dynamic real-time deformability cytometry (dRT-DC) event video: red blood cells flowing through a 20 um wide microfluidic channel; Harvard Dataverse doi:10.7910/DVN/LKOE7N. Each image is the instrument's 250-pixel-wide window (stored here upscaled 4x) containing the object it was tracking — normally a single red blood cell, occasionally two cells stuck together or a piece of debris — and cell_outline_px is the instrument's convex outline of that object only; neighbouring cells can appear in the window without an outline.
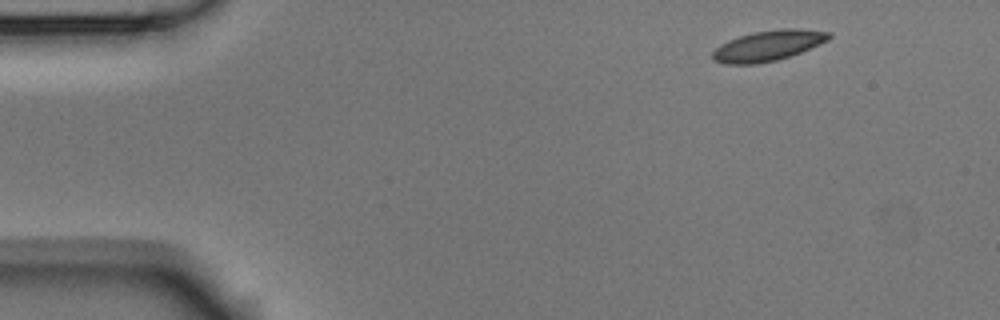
{"species": "Egyptian fruit bat (a non-hibernating species)", "species_latin": "Rousettus aegyptiacus", "temperature_condition": "room temperature", "stored_images_in_passage": 5, "camera_frame_rate_fps": 3000, "um_per_image_px": 0.085, "animal": {"sex": "male"}, "frame": {"image": 1, "passage_image": 1, "time_ms": 0.0, "image_size_px": [1000, 320], "cell_outline_px": [[832, 36], [828, 40], [800, 52], [776, 60], [756, 64], [724, 64], [712, 60], [712, 52], [720, 44], [728, 40], [752, 32], [780, 28], [800, 28], [832, 32]], "centroid_in_image_um": [65.28, 3.87], "position_along_channel_um": 19.7, "area_um2": 20.75}}
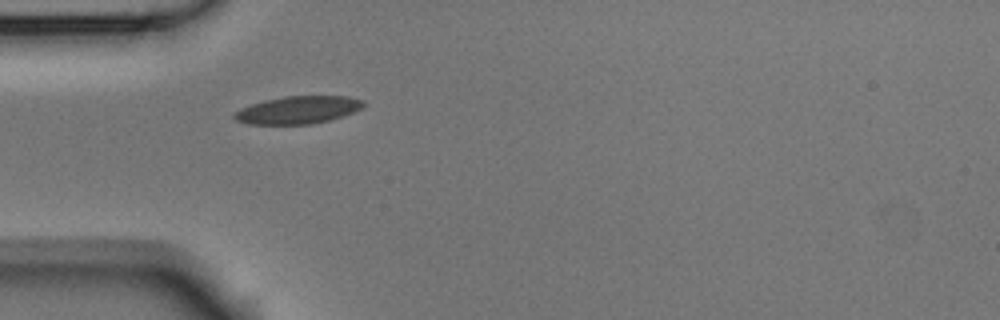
{"frame": {"image": 2, "passage_image": 4, "time_ms": 1.0, "image_size_px": [1000, 320], "cell_outline_px": [[364, 104], [360, 108], [352, 112], [328, 120], [308, 124], [248, 124], [236, 120], [232, 116], [240, 108], [264, 100], [284, 96], [348, 96], [364, 100]], "centroid_in_image_um": [25.29, 9.33], "position_along_channel_um": 59.7, "area_um2": 20.52}}
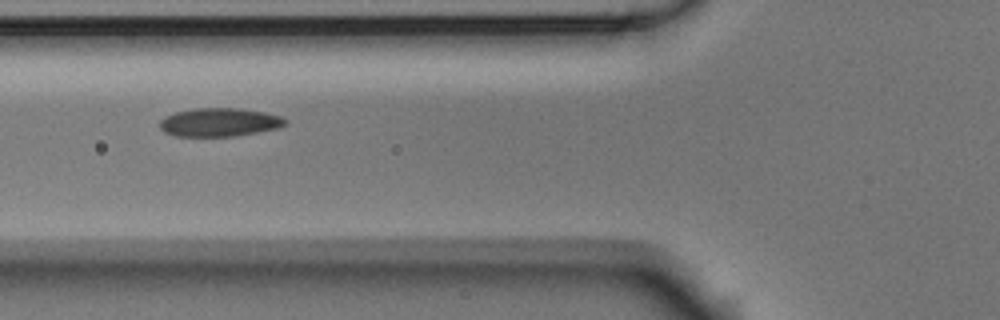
{"frame": {"image": 3, "passage_image": 5, "time_ms": 1.333, "image_size_px": [1000, 320], "cell_outline_px": [[288, 124], [276, 128], [256, 132], [232, 136], [176, 136], [164, 132], [160, 128], [160, 120], [164, 116], [172, 112], [196, 108], [240, 108], [264, 112], [280, 116], [288, 120]], "centroid_in_image_um": [18.62, 10.38], "position_along_channel_um": 107.2, "area_um2": 20.87}}